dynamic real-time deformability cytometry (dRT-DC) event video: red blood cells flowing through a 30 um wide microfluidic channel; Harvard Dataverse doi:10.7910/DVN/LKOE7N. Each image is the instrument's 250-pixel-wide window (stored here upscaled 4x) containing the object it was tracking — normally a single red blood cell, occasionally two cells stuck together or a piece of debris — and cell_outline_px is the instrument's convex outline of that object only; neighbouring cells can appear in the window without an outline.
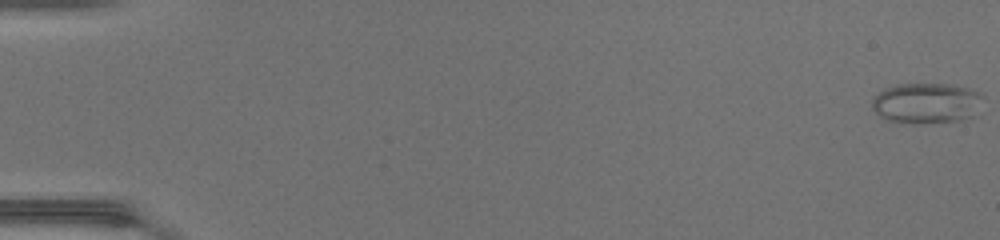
{"species": "common noctule bat (a hibernating species)", "species_latin": "Nyctalus noctula", "temperature_condition": "warm", "stored_images_in_passage": 49, "camera_frame_rate_fps": 3000, "um_per_image_px": 0.085, "animal": {"sex": "female", "body_mass_g": 17.0, "forearm_length_mm": 48.0}, "frame": {"image": 1, "passage_image": 1, "time_ms": 0.0, "image_size_px": [1000, 240], "cell_outline_px": [[984, 96], [976, 116], [960, 120], [920, 124], [912, 124], [888, 120], [880, 116], [872, 108], [872, 96], [884, 88], [896, 84], [956, 84], [980, 92]], "centroid_in_image_um": [78.77, 8.76], "position_along_channel_um": 6.2, "area_um2": 26.82}}
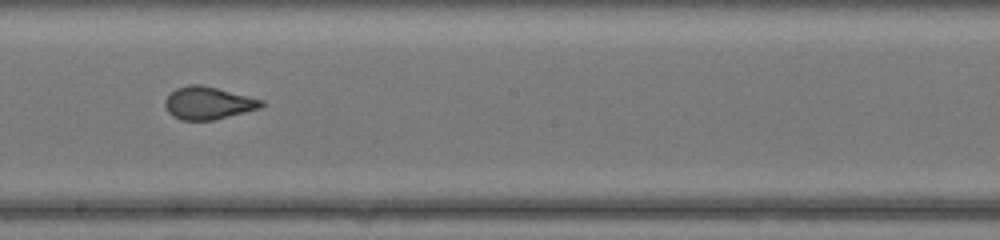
{"frame": {"image": 2, "passage_image": 29, "time_ms": 9.333, "image_size_px": [1000, 240], "cell_outline_px": [[264, 104], [260, 108], [212, 120], [180, 120], [172, 116], [168, 112], [164, 104], [164, 100], [176, 88], [188, 84], [200, 84], [264, 100]], "centroid_in_image_um": [17.66, 8.76], "position_along_channel_um": 230.5, "area_um2": 18.15}}
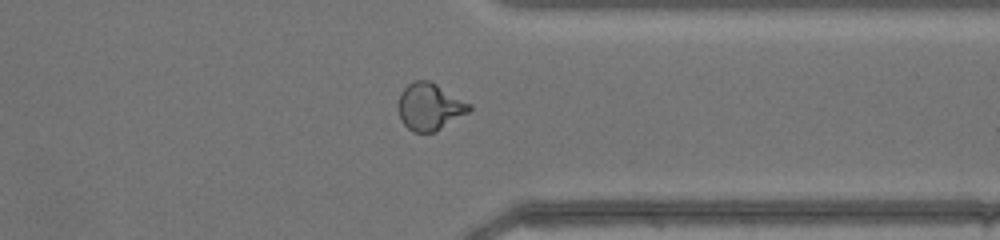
{"frame": {"image": 3, "passage_image": 39, "time_ms": 12.667, "image_size_px": [1000, 240], "cell_outline_px": [[472, 108], [468, 112], [436, 132], [412, 132], [400, 120], [400, 92], [412, 80], [428, 80], [436, 84], [472, 104]], "centroid_in_image_um": [36.54, 9.07], "position_along_channel_um": 374.9, "area_um2": 19.31}}